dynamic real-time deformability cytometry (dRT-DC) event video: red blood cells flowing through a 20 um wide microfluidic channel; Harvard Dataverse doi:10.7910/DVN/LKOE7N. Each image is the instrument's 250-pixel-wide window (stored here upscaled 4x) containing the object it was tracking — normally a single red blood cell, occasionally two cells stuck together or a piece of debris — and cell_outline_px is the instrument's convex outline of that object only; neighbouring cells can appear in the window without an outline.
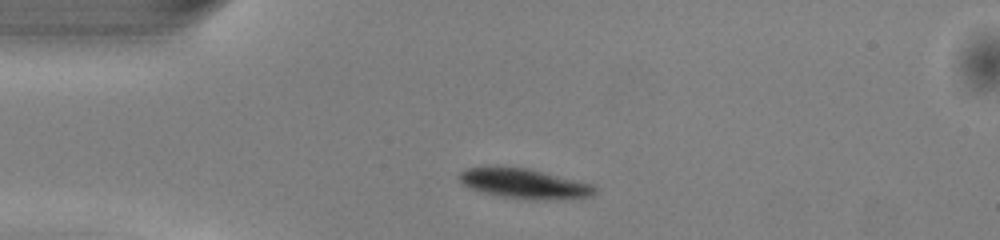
{"species": "common noctule bat (a hibernating species)", "species_latin": "Nyctalus noctula", "temperature_condition": "warm", "stored_images_in_passage": 39, "camera_frame_rate_fps": 3000, "um_per_image_px": 0.085, "animal": {"sex": "male", "body_mass_g": 13.0, "forearm_length_mm": 53.1}, "frame": {"image": 1, "passage_image": 1, "time_ms": 0.0, "image_size_px": [1000, 240], "cell_outline_px": [[596, 192], [592, 196], [548, 200], [524, 200], [484, 192], [460, 184], [456, 176], [464, 168], [488, 164], [496, 164], [528, 168], [592, 184], [596, 188]], "centroid_in_image_um": [44.45, 15.56], "position_along_channel_um": 40.6, "area_um2": 24.33}}
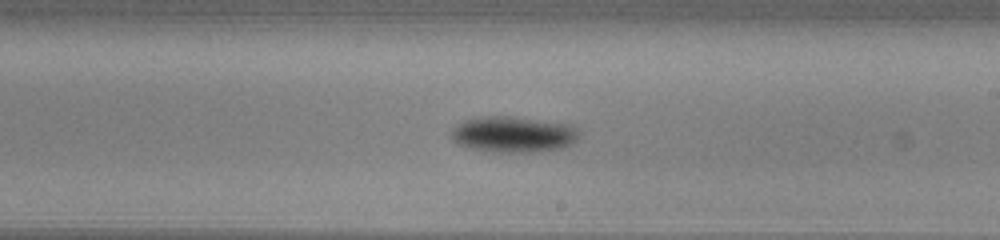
{"frame": {"image": 2, "passage_image": 18, "time_ms": 5.667, "image_size_px": [1000, 240], "cell_outline_px": [[580, 136], [572, 144], [560, 148], [540, 152], [492, 152], [472, 148], [456, 144], [452, 140], [452, 128], [456, 124], [464, 120], [480, 116], [512, 116], [572, 124], [580, 132]], "centroid_in_image_um": [43.64, 11.41], "position_along_channel_um": 245.4, "area_um2": 27.22}}
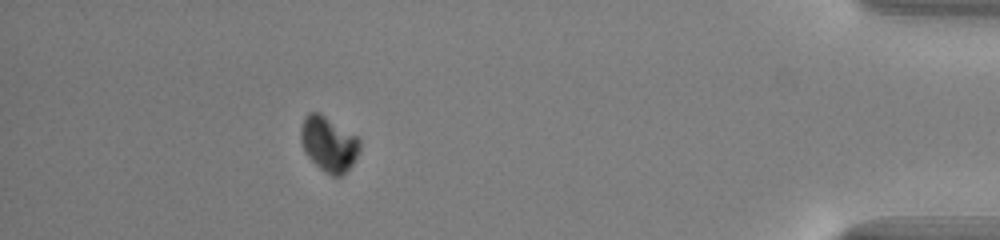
{"frame": {"image": 3, "passage_image": 34, "time_ms": 11.0, "image_size_px": [1000, 240], "cell_outline_px": [[360, 148], [352, 164], [340, 176], [332, 176], [320, 168], [308, 156], [300, 140], [300, 128], [304, 116], [308, 112], [320, 112], [356, 136], [360, 140]], "centroid_in_image_um": [27.91, 12.2], "position_along_channel_um": 407.3, "area_um2": 18.67}, "authors_computed_cell_mechanics": {"area_um2": 24.5072, "velocity_mm_per_s": 4.0798, "shape_relaxation_time_tau1_ms": 1.3588, "shape_relaxation_time_tau2_ms": null, "deformation_change_tau1": 0.0797, "deformation_change_tau2": null}}